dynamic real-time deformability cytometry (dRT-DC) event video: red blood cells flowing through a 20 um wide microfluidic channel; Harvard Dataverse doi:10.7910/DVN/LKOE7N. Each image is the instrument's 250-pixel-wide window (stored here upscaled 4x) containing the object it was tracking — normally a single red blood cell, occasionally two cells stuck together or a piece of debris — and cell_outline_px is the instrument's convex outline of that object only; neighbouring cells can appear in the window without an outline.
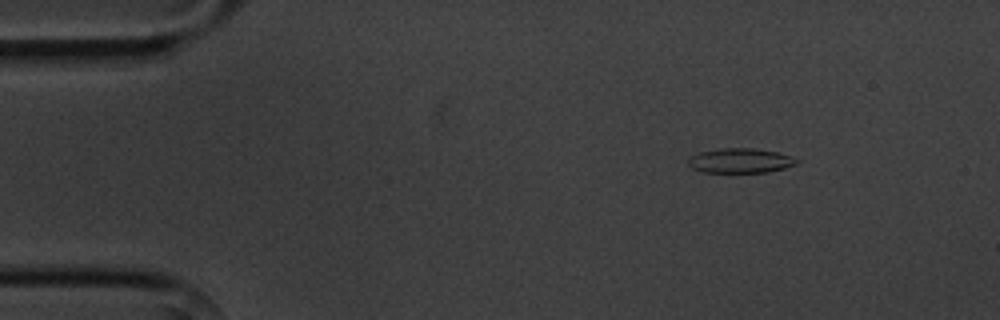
{"species": "common noctule bat (a hibernating species)", "species_latin": "Nyctalus noctula", "temperature_condition": "cold", "stored_images_in_passage": 4, "camera_frame_rate_fps": 3000, "um_per_image_px": 0.085, "animal": {"sex": "male", "body_mass_g": 20.1, "forearm_length_mm": 53.5}, "frame": {"image": 1, "passage_image": 1, "time_ms": 0.0, "image_size_px": [1000, 320], "cell_outline_px": [[800, 160], [796, 164], [784, 168], [768, 172], [700, 172], [692, 168], [688, 164], [688, 160], [692, 156], [700, 152], [720, 148], [756, 148], [776, 152]], "centroid_in_image_um": [62.91, 13.65], "position_along_channel_um": 22.1, "area_um2": 15.49}}